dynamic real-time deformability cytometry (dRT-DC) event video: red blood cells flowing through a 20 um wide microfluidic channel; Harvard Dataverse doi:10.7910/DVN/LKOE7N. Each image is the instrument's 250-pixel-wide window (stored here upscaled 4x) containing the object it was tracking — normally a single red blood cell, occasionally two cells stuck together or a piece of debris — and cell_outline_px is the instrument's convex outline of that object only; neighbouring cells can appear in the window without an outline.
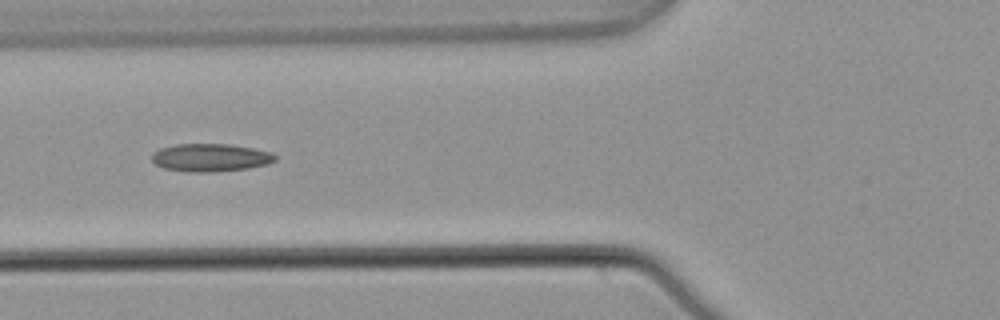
{"species": "common noctule bat (a hibernating species)", "species_latin": "Nyctalus noctula", "temperature_condition": "warm", "stored_images_in_passage": 8, "camera_frame_rate_fps": 3000, "um_per_image_px": 0.085, "animal": {"sex": "male", "body_mass_g": 21.5, "forearm_length_mm": 52.0}, "frame": {"image": 1, "passage_image": 6, "time_ms": 1.667, "image_size_px": [1000, 320], "cell_outline_px": [[276, 160], [268, 164], [248, 168], [208, 172], [188, 172], [164, 168], [156, 164], [152, 160], [152, 152], [160, 148], [176, 144], [228, 144], [252, 148], [272, 152], [276, 156]], "centroid_in_image_um": [17.88, 13.39], "position_along_channel_um": 107.9, "area_um2": 20.0}}
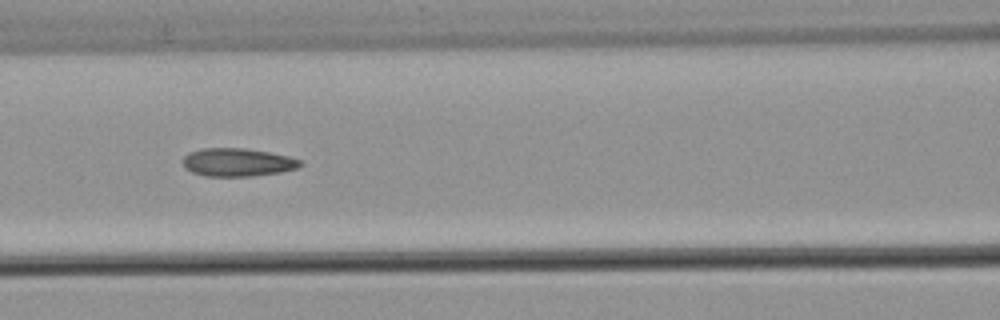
{"frame": {"image": 2, "passage_image": 7, "time_ms": 2.0, "image_size_px": [1000, 320], "cell_outline_px": [[304, 164], [300, 168], [280, 172], [252, 176], [204, 176], [192, 172], [184, 168], [184, 156], [188, 152], [200, 148], [244, 148], [268, 152], [288, 156], [300, 160]], "centroid_in_image_um": [20.19, 13.79], "position_along_channel_um": 146.4, "area_um2": 19.36}}